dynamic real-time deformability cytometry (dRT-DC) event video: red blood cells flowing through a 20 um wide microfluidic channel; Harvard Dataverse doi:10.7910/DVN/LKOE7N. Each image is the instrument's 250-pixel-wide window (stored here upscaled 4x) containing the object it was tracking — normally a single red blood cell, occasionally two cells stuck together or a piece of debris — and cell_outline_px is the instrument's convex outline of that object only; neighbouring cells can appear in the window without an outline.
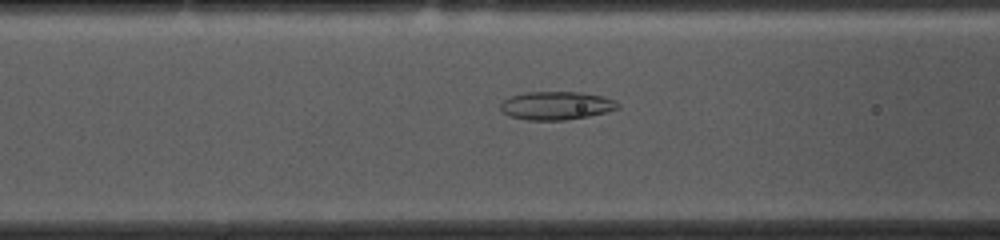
{"species": "common noctule bat (a hibernating species)", "species_latin": "Nyctalus noctula", "temperature_condition": "cold", "stored_images_in_passage": 53, "camera_frame_rate_fps": 3000, "um_per_image_px": 0.085, "animal": {"sex": "female", "body_mass_g": 10.0, "forearm_length_mm": 53.1}, "frame": {"image": 1, "passage_image": 19, "time_ms": 6.0, "image_size_px": [1000, 240], "cell_outline_px": [[620, 108], [608, 112], [588, 116], [564, 120], [528, 120], [508, 116], [500, 108], [500, 104], [504, 100], [512, 96], [524, 92], [580, 92], [604, 96], [616, 100], [620, 104]], "centroid_in_image_um": [47.33, 8.97], "position_along_channel_um": 119.3, "area_um2": 19.48}}
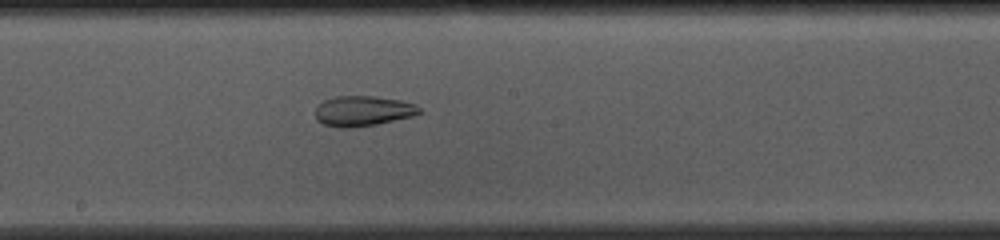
{"frame": {"image": 2, "passage_image": 27, "time_ms": 8.667, "image_size_px": [1000, 240], "cell_outline_px": [[424, 112], [412, 116], [376, 124], [348, 128], [340, 128], [324, 124], [316, 120], [316, 104], [324, 100], [336, 96], [376, 96], [400, 100], [416, 104]], "centroid_in_image_um": [30.84, 9.42], "position_along_channel_um": 217.4, "area_um2": 18.44}}
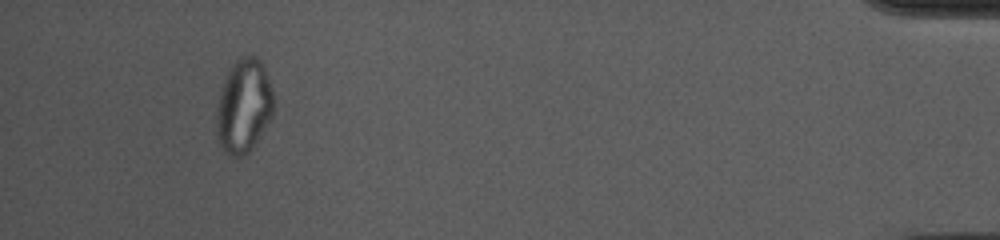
{"frame": {"image": 3, "passage_image": 49, "time_ms": 16.0, "image_size_px": [1000, 240], "cell_outline_px": [[272, 116], [256, 144], [244, 156], [232, 156], [224, 152], [216, 136], [216, 108], [220, 88], [228, 72], [236, 60], [240, 56], [256, 56], [260, 60], [264, 68], [272, 88]], "centroid_in_image_um": [20.69, 9.04], "position_along_channel_um": 414.5, "area_um2": 31.33}, "authors_computed_cell_mechanics": {"area_um2": 25.2008, "velocity_mm_per_s": 3.6741, "shape_relaxation_time_tau1_ms": null, "shape_relaxation_time_tau2_ms": 3.036, "deformation_change_tau1": null, "deformation_change_tau2": 0.0931}}